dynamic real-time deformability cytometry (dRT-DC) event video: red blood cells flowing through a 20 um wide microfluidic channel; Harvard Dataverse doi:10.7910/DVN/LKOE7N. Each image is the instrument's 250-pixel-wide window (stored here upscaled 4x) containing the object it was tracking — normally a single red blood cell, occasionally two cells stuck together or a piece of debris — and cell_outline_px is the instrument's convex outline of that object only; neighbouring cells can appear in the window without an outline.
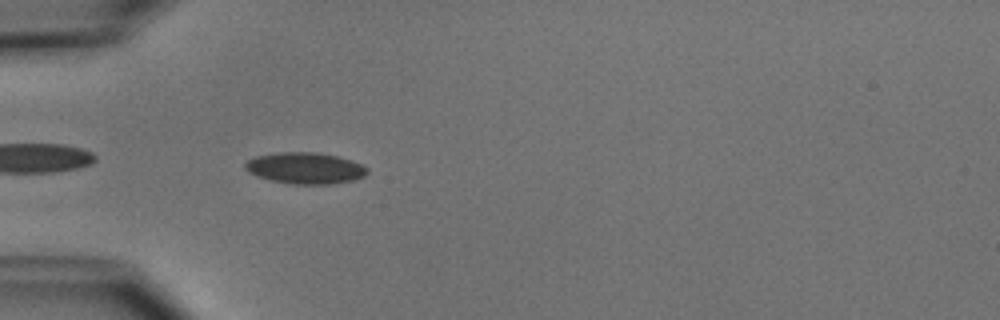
{"species": "common noctule bat (a hibernating species)", "species_latin": "Nyctalus noctula", "temperature_condition": "cold", "stored_images_in_passage": 5, "camera_frame_rate_fps": 3000, "um_per_image_px": 0.085, "animal": {"sex": "male", "body_mass_g": 15.6}, "frame": {"image": 1, "passage_image": 5, "time_ms": 4.667, "image_size_px": [1000, 320], "cell_outline_px": [[368, 172], [364, 176], [352, 180], [332, 184], [292, 184], [272, 180], [256, 176], [248, 172], [244, 168], [244, 164], [248, 160], [256, 156], [280, 152], [316, 152], [336, 156], [352, 160], [364, 164], [368, 168]], "centroid_in_image_um": [25.95, 14.29], "position_along_channel_um": 59.0, "area_um2": 22.37}}